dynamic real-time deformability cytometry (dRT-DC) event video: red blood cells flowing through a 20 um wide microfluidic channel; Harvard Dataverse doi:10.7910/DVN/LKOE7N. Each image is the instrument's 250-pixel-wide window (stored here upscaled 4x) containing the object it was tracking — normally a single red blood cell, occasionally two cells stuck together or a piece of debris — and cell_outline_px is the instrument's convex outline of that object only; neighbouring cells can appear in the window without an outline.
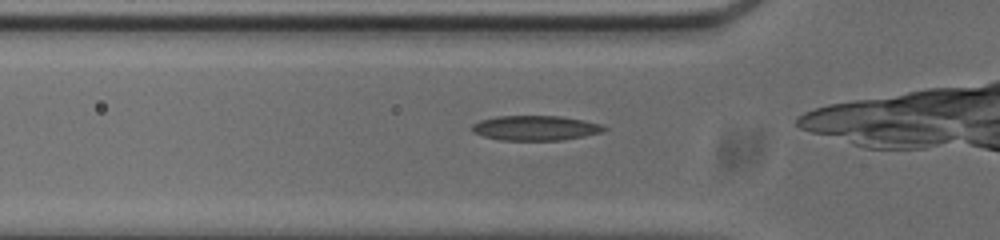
{"species": "common noctule bat (a hibernating species)", "species_latin": "Nyctalus noctula", "temperature_condition": "cold", "stored_images_in_passage": 38, "camera_frame_rate_fps": 3000, "um_per_image_px": 0.085, "animal": {"sex": "male", "body_mass_g": 20.0, "forearm_length_mm": 53.3}, "frame": {"image": 1, "passage_image": 3, "time_ms": 0.667, "image_size_px": [1000, 240], "cell_outline_px": [[608, 128], [600, 132], [584, 136], [564, 140], [500, 140], [484, 136], [472, 132], [472, 124], [480, 120], [496, 116], [560, 116], [584, 120], [604, 124]], "centroid_in_image_um": [45.52, 10.87], "position_along_channel_um": 80.3, "area_um2": 19.19}}
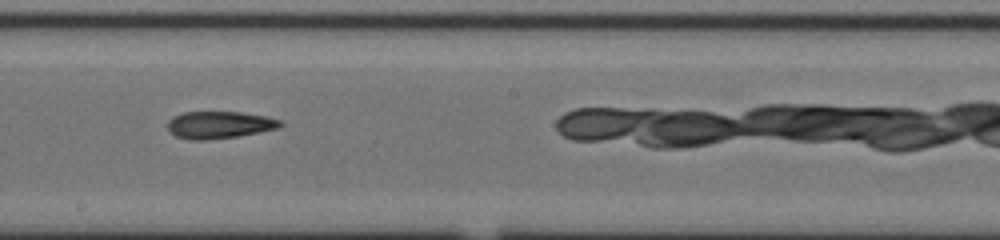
{"frame": {"image": 2, "passage_image": 15, "time_ms": 4.667, "image_size_px": [1000, 240], "cell_outline_px": [[284, 124], [280, 128], [260, 132], [236, 136], [204, 140], [192, 140], [176, 136], [168, 128], [168, 120], [172, 116], [184, 112], [240, 112], [268, 116], [280, 120]], "centroid_in_image_um": [18.68, 10.6], "position_along_channel_um": 229.5, "area_um2": 17.86}}
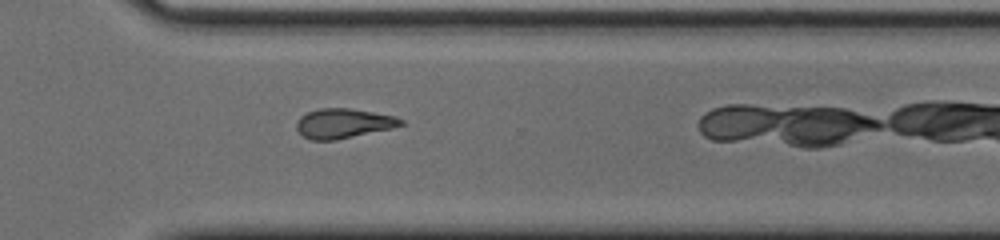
{"frame": {"image": 3, "passage_image": 24, "time_ms": 7.667, "image_size_px": [1000, 240], "cell_outline_px": [[404, 124], [392, 128], [336, 140], [312, 140], [304, 136], [296, 128], [296, 120], [300, 116], [308, 112], [320, 108], [348, 108], [396, 116], [404, 120]], "centroid_in_image_um": [29.18, 10.48], "position_along_channel_um": 341.4, "area_um2": 17.98}, "authors_computed_cell_mechanics": {"area_um2": 18.496, "velocity_mm_per_s": 3.725, "shape_relaxation_time_tau1_ms": null, "shape_relaxation_time_tau2_ms": 5.0727, "deformation_change_tau1": null, "deformation_change_tau2": 0.1359}}